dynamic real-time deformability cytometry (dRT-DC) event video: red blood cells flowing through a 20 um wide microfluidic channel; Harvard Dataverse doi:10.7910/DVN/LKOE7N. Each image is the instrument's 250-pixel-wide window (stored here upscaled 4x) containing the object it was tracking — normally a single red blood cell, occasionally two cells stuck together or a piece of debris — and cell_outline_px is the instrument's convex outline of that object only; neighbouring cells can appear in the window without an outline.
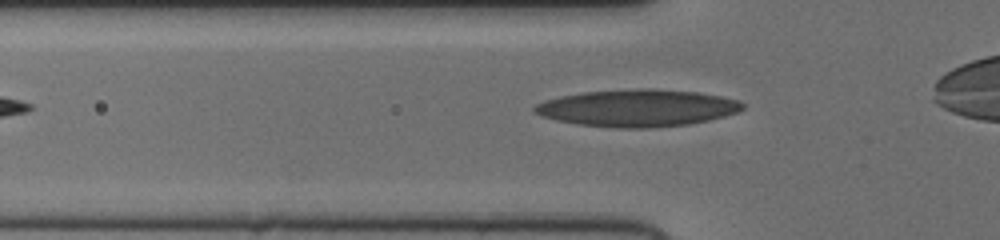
{"species": "human", "species_latin": "Homo sapiens", "temperature_condition": "cold", "stored_images_in_passage": 32, "camera_frame_rate_fps": 3000, "um_per_image_px": 0.085, "donor": {"sex": "female"}, "frame": {"image": 1, "passage_image": 4, "time_ms": 1.0, "image_size_px": [1000, 240], "cell_outline_px": [[744, 108], [736, 112], [724, 116], [708, 120], [688, 124], [648, 128], [616, 128], [580, 124], [556, 120], [540, 116], [532, 112], [532, 108], [536, 104], [544, 100], [560, 96], [584, 92], [640, 88], [648, 88], [700, 92], [720, 96], [736, 100], [744, 104]], "centroid_in_image_um": [54.14, 9.18], "position_along_channel_um": 71.7, "area_um2": 44.97}}
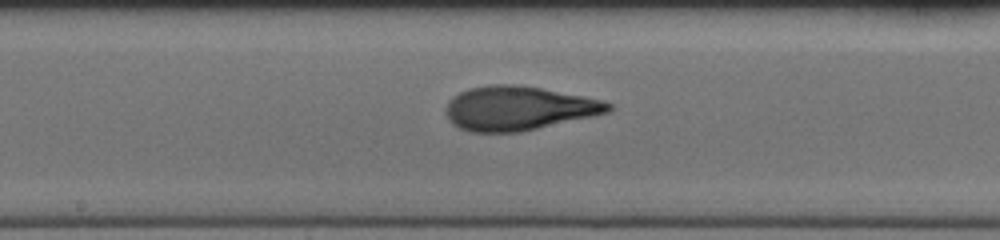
{"frame": {"image": 2, "passage_image": 14, "time_ms": 4.333, "image_size_px": [1000, 240], "cell_outline_px": [[612, 108], [608, 112], [592, 116], [520, 132], [468, 132], [452, 124], [448, 120], [444, 108], [452, 96], [468, 88], [488, 84], [516, 84], [540, 88], [584, 96], [600, 100], [612, 104]], "centroid_in_image_um": [44.0, 9.2], "position_along_channel_um": 204.2, "area_um2": 41.79}}
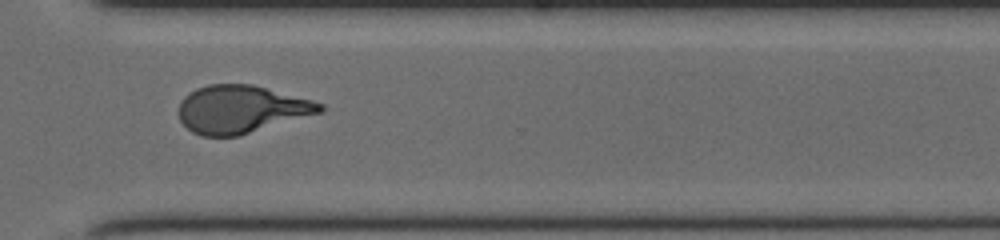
{"frame": {"image": 3, "passage_image": 25, "time_ms": 8.0, "image_size_px": [1000, 240], "cell_outline_px": [[324, 112], [240, 136], [200, 136], [192, 132], [180, 120], [176, 112], [180, 100], [184, 96], [196, 88], [208, 84], [252, 84], [312, 100], [324, 104]], "centroid_in_image_um": [20.49, 9.29], "position_along_channel_um": 350.1, "area_um2": 39.82}}